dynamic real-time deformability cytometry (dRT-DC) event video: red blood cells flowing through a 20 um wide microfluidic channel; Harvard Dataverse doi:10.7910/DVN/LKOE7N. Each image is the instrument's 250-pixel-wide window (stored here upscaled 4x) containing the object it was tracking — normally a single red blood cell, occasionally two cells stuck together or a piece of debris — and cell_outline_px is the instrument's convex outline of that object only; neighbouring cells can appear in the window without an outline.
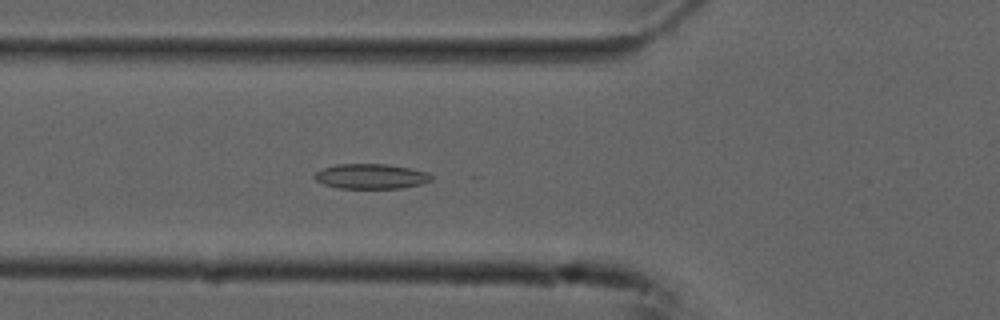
{"species": "common noctule bat (a hibernating species)", "species_latin": "Nyctalus noctula", "temperature_condition": "cold", "stored_images_in_passage": 54, "camera_frame_rate_fps": 3000, "um_per_image_px": 0.085, "animal": {"sex": "male", "forearm_length_mm": 52.5}, "frame": {"image": 1, "passage_image": 19, "time_ms": 6.0, "image_size_px": [1000, 320], "cell_outline_px": [[432, 180], [424, 184], [400, 188], [340, 188], [324, 184], [316, 180], [312, 176], [316, 172], [324, 168], [336, 164], [388, 164], [428, 172], [432, 176]], "centroid_in_image_um": [31.55, 14.99], "position_along_channel_um": 94.2, "area_um2": 16.99}}
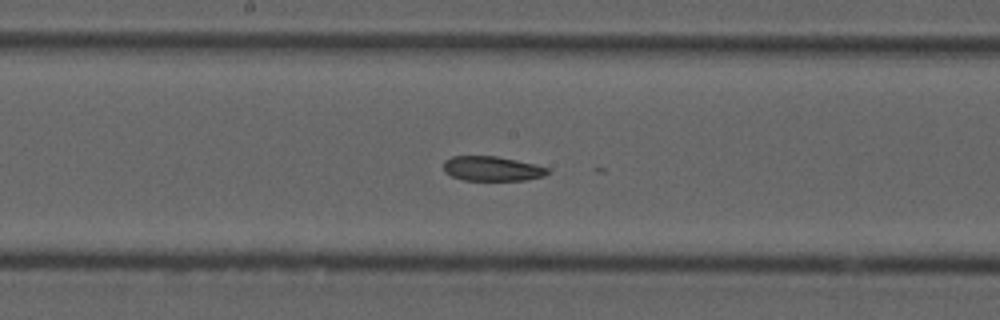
{"frame": {"image": 2, "passage_image": 28, "time_ms": 9.0, "image_size_px": [1000, 320], "cell_outline_px": [[548, 172], [544, 176], [524, 180], [464, 180], [452, 176], [444, 172], [444, 160], [452, 156], [496, 156], [536, 164], [548, 168]], "centroid_in_image_um": [41.81, 14.33], "position_along_channel_um": 206.4, "area_um2": 14.91}}
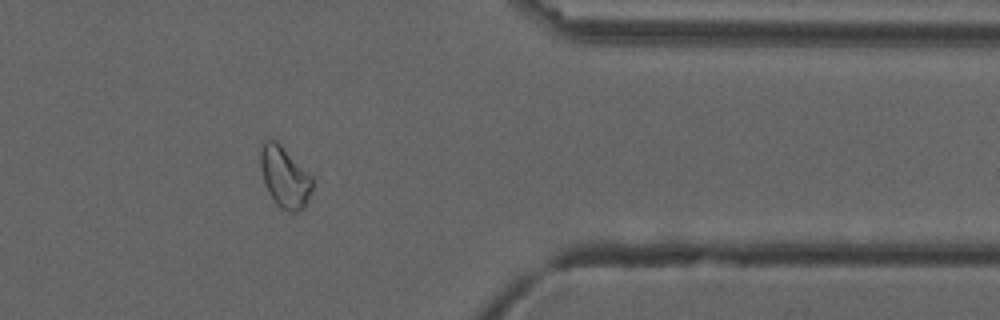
{"frame": {"image": 3, "passage_image": 44, "time_ms": 14.333, "image_size_px": [1000, 320], "cell_outline_px": [[312, 188], [304, 208], [300, 212], [288, 212], [280, 208], [276, 204], [268, 192], [264, 184], [260, 168], [260, 152], [264, 140], [276, 140], [312, 176]], "centroid_in_image_um": [24.18, 15.08], "position_along_channel_um": 387.2, "area_um2": 18.5}}